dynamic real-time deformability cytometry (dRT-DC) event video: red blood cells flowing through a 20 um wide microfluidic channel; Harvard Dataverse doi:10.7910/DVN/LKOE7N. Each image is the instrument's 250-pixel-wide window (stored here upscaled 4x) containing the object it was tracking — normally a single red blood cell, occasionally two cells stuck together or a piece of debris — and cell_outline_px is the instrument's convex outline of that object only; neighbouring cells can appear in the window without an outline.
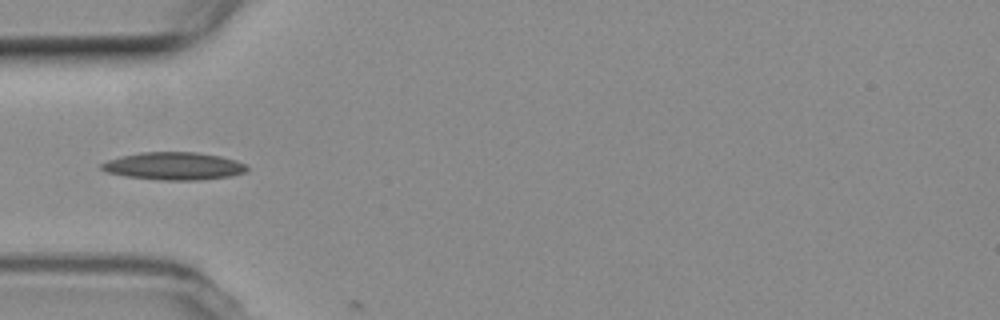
{"species": "common noctule bat (a hibernating species)", "species_latin": "Nyctalus noctula", "temperature_condition": "room temperature", "stored_images_in_passage": 4, "camera_frame_rate_fps": 3000, "um_per_image_px": 0.085, "animal": {"sex": "female", "body_mass_g": 19.3, "forearm_length_mm": 54.1}, "frame": {"image": 1, "passage_image": 3, "time_ms": 3.667, "image_size_px": [1000, 320], "cell_outline_px": [[248, 168], [244, 172], [228, 176], [200, 180], [160, 180], [124, 176], [108, 172], [100, 168], [100, 164], [108, 160], [120, 156], [140, 152], [196, 152], [220, 156], [236, 160], [244, 164]], "centroid_in_image_um": [14.74, 14.11], "position_along_channel_um": 70.3, "area_um2": 23.35}}